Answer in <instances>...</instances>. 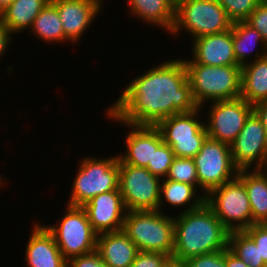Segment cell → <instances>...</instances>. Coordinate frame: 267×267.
Wrapping results in <instances>:
<instances>
[{
  "mask_svg": "<svg viewBox=\"0 0 267 267\" xmlns=\"http://www.w3.org/2000/svg\"><path fill=\"white\" fill-rule=\"evenodd\" d=\"M135 77L107 115L112 120L134 125L156 126L161 120L198 108L183 59H170Z\"/></svg>",
  "mask_w": 267,
  "mask_h": 267,
  "instance_id": "obj_1",
  "label": "cell"
},
{
  "mask_svg": "<svg viewBox=\"0 0 267 267\" xmlns=\"http://www.w3.org/2000/svg\"><path fill=\"white\" fill-rule=\"evenodd\" d=\"M174 217V249L171 258L185 260L228 248L230 231L204 202L199 208Z\"/></svg>",
  "mask_w": 267,
  "mask_h": 267,
  "instance_id": "obj_2",
  "label": "cell"
},
{
  "mask_svg": "<svg viewBox=\"0 0 267 267\" xmlns=\"http://www.w3.org/2000/svg\"><path fill=\"white\" fill-rule=\"evenodd\" d=\"M192 97L203 109L207 101H224L241 97V66H209L183 60Z\"/></svg>",
  "mask_w": 267,
  "mask_h": 267,
  "instance_id": "obj_3",
  "label": "cell"
},
{
  "mask_svg": "<svg viewBox=\"0 0 267 267\" xmlns=\"http://www.w3.org/2000/svg\"><path fill=\"white\" fill-rule=\"evenodd\" d=\"M122 231L139 251L173 255L174 217L163 210L127 211Z\"/></svg>",
  "mask_w": 267,
  "mask_h": 267,
  "instance_id": "obj_4",
  "label": "cell"
},
{
  "mask_svg": "<svg viewBox=\"0 0 267 267\" xmlns=\"http://www.w3.org/2000/svg\"><path fill=\"white\" fill-rule=\"evenodd\" d=\"M233 22L217 0H183L176 5L171 34L186 30L194 39L225 32Z\"/></svg>",
  "mask_w": 267,
  "mask_h": 267,
  "instance_id": "obj_5",
  "label": "cell"
},
{
  "mask_svg": "<svg viewBox=\"0 0 267 267\" xmlns=\"http://www.w3.org/2000/svg\"><path fill=\"white\" fill-rule=\"evenodd\" d=\"M80 164V165H79ZM67 205L83 206L98 194L119 189V158H82Z\"/></svg>",
  "mask_w": 267,
  "mask_h": 267,
  "instance_id": "obj_6",
  "label": "cell"
},
{
  "mask_svg": "<svg viewBox=\"0 0 267 267\" xmlns=\"http://www.w3.org/2000/svg\"><path fill=\"white\" fill-rule=\"evenodd\" d=\"M65 215L57 225H44L53 235L63 257L89 254L96 250L97 233L92 229L85 209L67 205Z\"/></svg>",
  "mask_w": 267,
  "mask_h": 267,
  "instance_id": "obj_7",
  "label": "cell"
},
{
  "mask_svg": "<svg viewBox=\"0 0 267 267\" xmlns=\"http://www.w3.org/2000/svg\"><path fill=\"white\" fill-rule=\"evenodd\" d=\"M205 203L231 231H244L252 225L251 206L244 183L236 176L205 196Z\"/></svg>",
  "mask_w": 267,
  "mask_h": 267,
  "instance_id": "obj_8",
  "label": "cell"
},
{
  "mask_svg": "<svg viewBox=\"0 0 267 267\" xmlns=\"http://www.w3.org/2000/svg\"><path fill=\"white\" fill-rule=\"evenodd\" d=\"M202 108L181 112L161 120L159 129L163 142L168 144L176 157L194 158L208 138L205 120H200Z\"/></svg>",
  "mask_w": 267,
  "mask_h": 267,
  "instance_id": "obj_9",
  "label": "cell"
},
{
  "mask_svg": "<svg viewBox=\"0 0 267 267\" xmlns=\"http://www.w3.org/2000/svg\"><path fill=\"white\" fill-rule=\"evenodd\" d=\"M162 179L119 159V190L127 211L159 210Z\"/></svg>",
  "mask_w": 267,
  "mask_h": 267,
  "instance_id": "obj_10",
  "label": "cell"
},
{
  "mask_svg": "<svg viewBox=\"0 0 267 267\" xmlns=\"http://www.w3.org/2000/svg\"><path fill=\"white\" fill-rule=\"evenodd\" d=\"M193 159L200 192L203 191L204 196L212 189L233 180L238 174L231 157V147L220 141L207 138Z\"/></svg>",
  "mask_w": 267,
  "mask_h": 267,
  "instance_id": "obj_11",
  "label": "cell"
},
{
  "mask_svg": "<svg viewBox=\"0 0 267 267\" xmlns=\"http://www.w3.org/2000/svg\"><path fill=\"white\" fill-rule=\"evenodd\" d=\"M205 122L208 138L228 144L239 135L246 119L253 112V105L243 98L211 102Z\"/></svg>",
  "mask_w": 267,
  "mask_h": 267,
  "instance_id": "obj_12",
  "label": "cell"
},
{
  "mask_svg": "<svg viewBox=\"0 0 267 267\" xmlns=\"http://www.w3.org/2000/svg\"><path fill=\"white\" fill-rule=\"evenodd\" d=\"M231 157L238 170L259 169L267 152V135L264 126L253 111L237 138L230 145Z\"/></svg>",
  "mask_w": 267,
  "mask_h": 267,
  "instance_id": "obj_13",
  "label": "cell"
},
{
  "mask_svg": "<svg viewBox=\"0 0 267 267\" xmlns=\"http://www.w3.org/2000/svg\"><path fill=\"white\" fill-rule=\"evenodd\" d=\"M82 207L97 234L122 230L127 209L119 189L98 194Z\"/></svg>",
  "mask_w": 267,
  "mask_h": 267,
  "instance_id": "obj_14",
  "label": "cell"
},
{
  "mask_svg": "<svg viewBox=\"0 0 267 267\" xmlns=\"http://www.w3.org/2000/svg\"><path fill=\"white\" fill-rule=\"evenodd\" d=\"M57 9L65 38L79 43L83 34L102 10L100 0H51Z\"/></svg>",
  "mask_w": 267,
  "mask_h": 267,
  "instance_id": "obj_15",
  "label": "cell"
},
{
  "mask_svg": "<svg viewBox=\"0 0 267 267\" xmlns=\"http://www.w3.org/2000/svg\"><path fill=\"white\" fill-rule=\"evenodd\" d=\"M130 126V132L126 136V152L118 154V158L124 163L135 167L146 168L149 161H152L153 153L163 143L162 135L156 126L134 125ZM132 128V130H131Z\"/></svg>",
  "mask_w": 267,
  "mask_h": 267,
  "instance_id": "obj_16",
  "label": "cell"
},
{
  "mask_svg": "<svg viewBox=\"0 0 267 267\" xmlns=\"http://www.w3.org/2000/svg\"><path fill=\"white\" fill-rule=\"evenodd\" d=\"M192 60L209 66H238L234 55L232 28L225 32L198 37L192 41Z\"/></svg>",
  "mask_w": 267,
  "mask_h": 267,
  "instance_id": "obj_17",
  "label": "cell"
},
{
  "mask_svg": "<svg viewBox=\"0 0 267 267\" xmlns=\"http://www.w3.org/2000/svg\"><path fill=\"white\" fill-rule=\"evenodd\" d=\"M25 252L27 267H67V260L42 222L35 223Z\"/></svg>",
  "mask_w": 267,
  "mask_h": 267,
  "instance_id": "obj_18",
  "label": "cell"
},
{
  "mask_svg": "<svg viewBox=\"0 0 267 267\" xmlns=\"http://www.w3.org/2000/svg\"><path fill=\"white\" fill-rule=\"evenodd\" d=\"M96 251L108 267H129L140 252L122 230L98 234Z\"/></svg>",
  "mask_w": 267,
  "mask_h": 267,
  "instance_id": "obj_19",
  "label": "cell"
},
{
  "mask_svg": "<svg viewBox=\"0 0 267 267\" xmlns=\"http://www.w3.org/2000/svg\"><path fill=\"white\" fill-rule=\"evenodd\" d=\"M128 10L144 23L159 26L169 34L175 22L176 5L171 0H128Z\"/></svg>",
  "mask_w": 267,
  "mask_h": 267,
  "instance_id": "obj_20",
  "label": "cell"
},
{
  "mask_svg": "<svg viewBox=\"0 0 267 267\" xmlns=\"http://www.w3.org/2000/svg\"><path fill=\"white\" fill-rule=\"evenodd\" d=\"M244 183L252 213V225L267 222V176L259 169L238 170Z\"/></svg>",
  "mask_w": 267,
  "mask_h": 267,
  "instance_id": "obj_21",
  "label": "cell"
},
{
  "mask_svg": "<svg viewBox=\"0 0 267 267\" xmlns=\"http://www.w3.org/2000/svg\"><path fill=\"white\" fill-rule=\"evenodd\" d=\"M51 0H13L0 13V21L15 35L31 28L40 11Z\"/></svg>",
  "mask_w": 267,
  "mask_h": 267,
  "instance_id": "obj_22",
  "label": "cell"
},
{
  "mask_svg": "<svg viewBox=\"0 0 267 267\" xmlns=\"http://www.w3.org/2000/svg\"><path fill=\"white\" fill-rule=\"evenodd\" d=\"M241 98L252 105L267 99V56L241 67Z\"/></svg>",
  "mask_w": 267,
  "mask_h": 267,
  "instance_id": "obj_23",
  "label": "cell"
},
{
  "mask_svg": "<svg viewBox=\"0 0 267 267\" xmlns=\"http://www.w3.org/2000/svg\"><path fill=\"white\" fill-rule=\"evenodd\" d=\"M232 39L234 55L238 66L242 67L248 63V57L252 54L251 52L258 53L255 54L253 61L267 56V45L261 34L245 21H238L232 24ZM259 43L261 44V52L259 50L253 51Z\"/></svg>",
  "mask_w": 267,
  "mask_h": 267,
  "instance_id": "obj_24",
  "label": "cell"
},
{
  "mask_svg": "<svg viewBox=\"0 0 267 267\" xmlns=\"http://www.w3.org/2000/svg\"><path fill=\"white\" fill-rule=\"evenodd\" d=\"M198 189L194 185L182 182H175L169 179H162L160 185L159 211L161 212L163 202L169 203L174 207H184V212L199 208L205 202L203 193L197 196ZM165 199V201H164ZM194 199V200H193ZM192 201V202H191ZM191 203V204H190Z\"/></svg>",
  "mask_w": 267,
  "mask_h": 267,
  "instance_id": "obj_25",
  "label": "cell"
},
{
  "mask_svg": "<svg viewBox=\"0 0 267 267\" xmlns=\"http://www.w3.org/2000/svg\"><path fill=\"white\" fill-rule=\"evenodd\" d=\"M59 13L56 7L49 2L38 14L30 28L34 36L36 35L41 41L47 42H67L64 36Z\"/></svg>",
  "mask_w": 267,
  "mask_h": 267,
  "instance_id": "obj_26",
  "label": "cell"
},
{
  "mask_svg": "<svg viewBox=\"0 0 267 267\" xmlns=\"http://www.w3.org/2000/svg\"><path fill=\"white\" fill-rule=\"evenodd\" d=\"M228 249L250 267H266L259 261L258 247L245 231H231L228 238Z\"/></svg>",
  "mask_w": 267,
  "mask_h": 267,
  "instance_id": "obj_27",
  "label": "cell"
},
{
  "mask_svg": "<svg viewBox=\"0 0 267 267\" xmlns=\"http://www.w3.org/2000/svg\"><path fill=\"white\" fill-rule=\"evenodd\" d=\"M164 179L194 185L198 190H200L197 170L193 158L175 156L169 168L168 174Z\"/></svg>",
  "mask_w": 267,
  "mask_h": 267,
  "instance_id": "obj_28",
  "label": "cell"
},
{
  "mask_svg": "<svg viewBox=\"0 0 267 267\" xmlns=\"http://www.w3.org/2000/svg\"><path fill=\"white\" fill-rule=\"evenodd\" d=\"M171 147L162 143L153 153L152 161H149L147 169L155 176L164 179L174 159Z\"/></svg>",
  "mask_w": 267,
  "mask_h": 267,
  "instance_id": "obj_29",
  "label": "cell"
},
{
  "mask_svg": "<svg viewBox=\"0 0 267 267\" xmlns=\"http://www.w3.org/2000/svg\"><path fill=\"white\" fill-rule=\"evenodd\" d=\"M234 23L245 21L262 0H217Z\"/></svg>",
  "mask_w": 267,
  "mask_h": 267,
  "instance_id": "obj_30",
  "label": "cell"
},
{
  "mask_svg": "<svg viewBox=\"0 0 267 267\" xmlns=\"http://www.w3.org/2000/svg\"><path fill=\"white\" fill-rule=\"evenodd\" d=\"M245 22L261 34L267 45V0H262Z\"/></svg>",
  "mask_w": 267,
  "mask_h": 267,
  "instance_id": "obj_31",
  "label": "cell"
},
{
  "mask_svg": "<svg viewBox=\"0 0 267 267\" xmlns=\"http://www.w3.org/2000/svg\"><path fill=\"white\" fill-rule=\"evenodd\" d=\"M185 267H225V250L194 256L184 261Z\"/></svg>",
  "mask_w": 267,
  "mask_h": 267,
  "instance_id": "obj_32",
  "label": "cell"
},
{
  "mask_svg": "<svg viewBox=\"0 0 267 267\" xmlns=\"http://www.w3.org/2000/svg\"><path fill=\"white\" fill-rule=\"evenodd\" d=\"M258 247L259 261H264L267 267V229L262 224H253L244 230Z\"/></svg>",
  "mask_w": 267,
  "mask_h": 267,
  "instance_id": "obj_33",
  "label": "cell"
},
{
  "mask_svg": "<svg viewBox=\"0 0 267 267\" xmlns=\"http://www.w3.org/2000/svg\"><path fill=\"white\" fill-rule=\"evenodd\" d=\"M170 258L162 253L140 251L129 267H163Z\"/></svg>",
  "mask_w": 267,
  "mask_h": 267,
  "instance_id": "obj_34",
  "label": "cell"
},
{
  "mask_svg": "<svg viewBox=\"0 0 267 267\" xmlns=\"http://www.w3.org/2000/svg\"><path fill=\"white\" fill-rule=\"evenodd\" d=\"M67 267H108L95 250L89 254L75 256L67 260Z\"/></svg>",
  "mask_w": 267,
  "mask_h": 267,
  "instance_id": "obj_35",
  "label": "cell"
},
{
  "mask_svg": "<svg viewBox=\"0 0 267 267\" xmlns=\"http://www.w3.org/2000/svg\"><path fill=\"white\" fill-rule=\"evenodd\" d=\"M12 40H13L12 33L0 21V58L5 54L4 52H6V48H8V45L10 46V42Z\"/></svg>",
  "mask_w": 267,
  "mask_h": 267,
  "instance_id": "obj_36",
  "label": "cell"
},
{
  "mask_svg": "<svg viewBox=\"0 0 267 267\" xmlns=\"http://www.w3.org/2000/svg\"><path fill=\"white\" fill-rule=\"evenodd\" d=\"M253 111L260 118L267 135V99L253 105Z\"/></svg>",
  "mask_w": 267,
  "mask_h": 267,
  "instance_id": "obj_37",
  "label": "cell"
},
{
  "mask_svg": "<svg viewBox=\"0 0 267 267\" xmlns=\"http://www.w3.org/2000/svg\"><path fill=\"white\" fill-rule=\"evenodd\" d=\"M225 267H250L234 255L228 248L225 249Z\"/></svg>",
  "mask_w": 267,
  "mask_h": 267,
  "instance_id": "obj_38",
  "label": "cell"
},
{
  "mask_svg": "<svg viewBox=\"0 0 267 267\" xmlns=\"http://www.w3.org/2000/svg\"><path fill=\"white\" fill-rule=\"evenodd\" d=\"M163 267H185L184 262L170 258Z\"/></svg>",
  "mask_w": 267,
  "mask_h": 267,
  "instance_id": "obj_39",
  "label": "cell"
},
{
  "mask_svg": "<svg viewBox=\"0 0 267 267\" xmlns=\"http://www.w3.org/2000/svg\"><path fill=\"white\" fill-rule=\"evenodd\" d=\"M13 0H0V13L11 4Z\"/></svg>",
  "mask_w": 267,
  "mask_h": 267,
  "instance_id": "obj_40",
  "label": "cell"
},
{
  "mask_svg": "<svg viewBox=\"0 0 267 267\" xmlns=\"http://www.w3.org/2000/svg\"><path fill=\"white\" fill-rule=\"evenodd\" d=\"M259 170L265 174L267 176V152H266V156H265V159H264V162L263 164L260 166Z\"/></svg>",
  "mask_w": 267,
  "mask_h": 267,
  "instance_id": "obj_41",
  "label": "cell"
},
{
  "mask_svg": "<svg viewBox=\"0 0 267 267\" xmlns=\"http://www.w3.org/2000/svg\"><path fill=\"white\" fill-rule=\"evenodd\" d=\"M175 5H177L179 2L183 1V0H171Z\"/></svg>",
  "mask_w": 267,
  "mask_h": 267,
  "instance_id": "obj_42",
  "label": "cell"
},
{
  "mask_svg": "<svg viewBox=\"0 0 267 267\" xmlns=\"http://www.w3.org/2000/svg\"><path fill=\"white\" fill-rule=\"evenodd\" d=\"M3 180L5 181V179H2V178L0 177V187L2 186Z\"/></svg>",
  "mask_w": 267,
  "mask_h": 267,
  "instance_id": "obj_43",
  "label": "cell"
},
{
  "mask_svg": "<svg viewBox=\"0 0 267 267\" xmlns=\"http://www.w3.org/2000/svg\"><path fill=\"white\" fill-rule=\"evenodd\" d=\"M262 225L267 229V222L262 223Z\"/></svg>",
  "mask_w": 267,
  "mask_h": 267,
  "instance_id": "obj_44",
  "label": "cell"
}]
</instances>
